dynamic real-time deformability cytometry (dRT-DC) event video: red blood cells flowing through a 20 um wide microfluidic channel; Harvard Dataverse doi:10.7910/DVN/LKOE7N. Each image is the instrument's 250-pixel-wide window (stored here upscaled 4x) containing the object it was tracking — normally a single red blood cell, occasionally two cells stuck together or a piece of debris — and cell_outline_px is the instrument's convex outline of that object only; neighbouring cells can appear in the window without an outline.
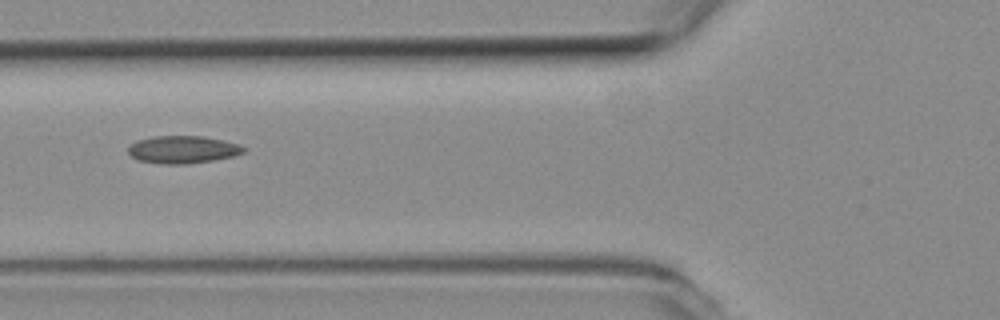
{"species": "common noctule bat (a hibernating species)", "species_latin": "Nyctalus noctula", "temperature_condition": "room temperature", "stored_images_in_passage": 8, "camera_frame_rate_fps": 3000, "um_per_image_px": 0.085, "animal": {"sex": "female", "body_mass_g": 19.3, "forearm_length_mm": 54.1}, "frame": {"image": 1, "passage_image": 4, "time_ms": 1.0, "image_size_px": [1000, 320], "cell_outline_px": [[244, 152], [232, 156], [212, 160], [188, 164], [160, 164], [140, 160], [132, 156], [128, 152], [128, 148], [132, 144], [140, 140], [152, 136], [200, 136], [220, 140], [236, 144], [244, 148]], "centroid_in_image_um": [15.5, 12.72], "position_along_channel_um": 110.3, "area_um2": 18.09}}
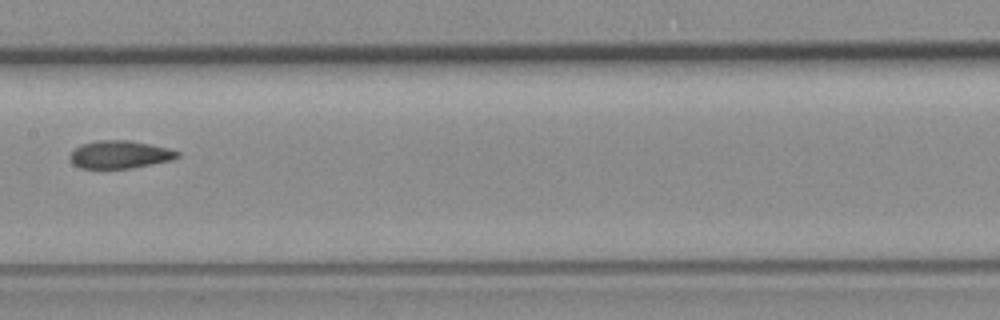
{"frame": {"image": 2, "passage_image": 6, "time_ms": 1.667, "image_size_px": [1000, 320], "cell_outline_px": [[180, 156], [172, 160], [132, 168], [80, 168], [72, 164], [68, 156], [80, 144], [96, 140], [128, 140], [168, 148], [180, 152]], "centroid_in_image_um": [10.16, 13.13], "position_along_channel_um": 197.2, "area_um2": 17.46}}
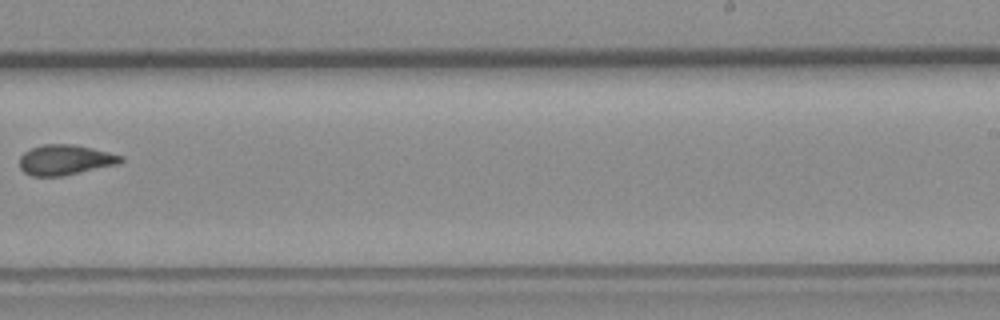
{"frame": {"image": 3, "passage_image": 8, "time_ms": 2.333, "image_size_px": [1000, 320], "cell_outline_px": [[124, 160], [116, 164], [60, 176], [32, 176], [24, 172], [20, 168], [20, 156], [24, 152], [32, 148], [44, 144], [72, 144], [92, 148], [124, 156]], "centroid_in_image_um": [5.51, 13.58], "position_along_channel_um": 283.5, "area_um2": 17.57}}